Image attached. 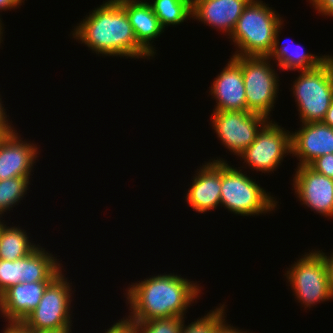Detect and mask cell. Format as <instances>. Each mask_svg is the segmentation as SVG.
<instances>
[{"label": "cell", "instance_id": "6da1fadb", "mask_svg": "<svg viewBox=\"0 0 333 333\" xmlns=\"http://www.w3.org/2000/svg\"><path fill=\"white\" fill-rule=\"evenodd\" d=\"M131 284L124 294L131 311L125 317L129 322L185 318L188 307L193 306L194 300L197 302L202 292L200 284L174 273L149 276Z\"/></svg>", "mask_w": 333, "mask_h": 333}, {"label": "cell", "instance_id": "7a4b0ae2", "mask_svg": "<svg viewBox=\"0 0 333 333\" xmlns=\"http://www.w3.org/2000/svg\"><path fill=\"white\" fill-rule=\"evenodd\" d=\"M99 6L89 12L78 26H74L72 38L98 56L151 60V56L137 43L133 27L121 4L117 0H106Z\"/></svg>", "mask_w": 333, "mask_h": 333}, {"label": "cell", "instance_id": "3957f363", "mask_svg": "<svg viewBox=\"0 0 333 333\" xmlns=\"http://www.w3.org/2000/svg\"><path fill=\"white\" fill-rule=\"evenodd\" d=\"M284 22L273 7L262 0H250L229 38L236 46L232 56L267 57L277 28Z\"/></svg>", "mask_w": 333, "mask_h": 333}, {"label": "cell", "instance_id": "277c9868", "mask_svg": "<svg viewBox=\"0 0 333 333\" xmlns=\"http://www.w3.org/2000/svg\"><path fill=\"white\" fill-rule=\"evenodd\" d=\"M240 167L221 161V207L239 216L272 213L278 201ZM255 180V181H254Z\"/></svg>", "mask_w": 333, "mask_h": 333}, {"label": "cell", "instance_id": "5b68a950", "mask_svg": "<svg viewBox=\"0 0 333 333\" xmlns=\"http://www.w3.org/2000/svg\"><path fill=\"white\" fill-rule=\"evenodd\" d=\"M297 72L291 91L300 123L320 122L333 101V59L329 57L315 69Z\"/></svg>", "mask_w": 333, "mask_h": 333}, {"label": "cell", "instance_id": "8992f818", "mask_svg": "<svg viewBox=\"0 0 333 333\" xmlns=\"http://www.w3.org/2000/svg\"><path fill=\"white\" fill-rule=\"evenodd\" d=\"M300 257L284 274L298 303L308 310L318 303L333 300L326 264L319 249L309 250Z\"/></svg>", "mask_w": 333, "mask_h": 333}, {"label": "cell", "instance_id": "52a82bcc", "mask_svg": "<svg viewBox=\"0 0 333 333\" xmlns=\"http://www.w3.org/2000/svg\"><path fill=\"white\" fill-rule=\"evenodd\" d=\"M232 57L242 66L247 111L270 120L280 86L279 74L271 64V59L257 56Z\"/></svg>", "mask_w": 333, "mask_h": 333}, {"label": "cell", "instance_id": "ba28073f", "mask_svg": "<svg viewBox=\"0 0 333 333\" xmlns=\"http://www.w3.org/2000/svg\"><path fill=\"white\" fill-rule=\"evenodd\" d=\"M61 271L46 287L38 306L30 312L21 324L33 331L71 328L72 282Z\"/></svg>", "mask_w": 333, "mask_h": 333}, {"label": "cell", "instance_id": "9c48e42d", "mask_svg": "<svg viewBox=\"0 0 333 333\" xmlns=\"http://www.w3.org/2000/svg\"><path fill=\"white\" fill-rule=\"evenodd\" d=\"M289 154H292L291 132L269 120L258 132L254 142L239 157L249 169L265 174L274 173Z\"/></svg>", "mask_w": 333, "mask_h": 333}, {"label": "cell", "instance_id": "30bf717a", "mask_svg": "<svg viewBox=\"0 0 333 333\" xmlns=\"http://www.w3.org/2000/svg\"><path fill=\"white\" fill-rule=\"evenodd\" d=\"M210 120L222 145L237 158L269 121L260 114L248 111H213Z\"/></svg>", "mask_w": 333, "mask_h": 333}, {"label": "cell", "instance_id": "8fae6325", "mask_svg": "<svg viewBox=\"0 0 333 333\" xmlns=\"http://www.w3.org/2000/svg\"><path fill=\"white\" fill-rule=\"evenodd\" d=\"M294 170L292 187L297 199L314 213L333 219V179L308 165L297 166Z\"/></svg>", "mask_w": 333, "mask_h": 333}, {"label": "cell", "instance_id": "7c38bea8", "mask_svg": "<svg viewBox=\"0 0 333 333\" xmlns=\"http://www.w3.org/2000/svg\"><path fill=\"white\" fill-rule=\"evenodd\" d=\"M218 158H213L197 168L185 196L191 209L200 214L213 211L221 205V161L226 160Z\"/></svg>", "mask_w": 333, "mask_h": 333}, {"label": "cell", "instance_id": "4fadbf2b", "mask_svg": "<svg viewBox=\"0 0 333 333\" xmlns=\"http://www.w3.org/2000/svg\"><path fill=\"white\" fill-rule=\"evenodd\" d=\"M15 130L6 134L0 141V180L13 177L33 176L34 165L40 155L39 147L30 141L22 140Z\"/></svg>", "mask_w": 333, "mask_h": 333}, {"label": "cell", "instance_id": "5bb4252c", "mask_svg": "<svg viewBox=\"0 0 333 333\" xmlns=\"http://www.w3.org/2000/svg\"><path fill=\"white\" fill-rule=\"evenodd\" d=\"M228 60L209 87L217 103L213 111H247L242 66L233 57Z\"/></svg>", "mask_w": 333, "mask_h": 333}, {"label": "cell", "instance_id": "9a60e30c", "mask_svg": "<svg viewBox=\"0 0 333 333\" xmlns=\"http://www.w3.org/2000/svg\"><path fill=\"white\" fill-rule=\"evenodd\" d=\"M291 132L292 155L297 166L309 165L316 158L333 153V128L320 122L301 123Z\"/></svg>", "mask_w": 333, "mask_h": 333}, {"label": "cell", "instance_id": "2e32d148", "mask_svg": "<svg viewBox=\"0 0 333 333\" xmlns=\"http://www.w3.org/2000/svg\"><path fill=\"white\" fill-rule=\"evenodd\" d=\"M51 281L21 282L0 295V314L7 323H21L39 304Z\"/></svg>", "mask_w": 333, "mask_h": 333}, {"label": "cell", "instance_id": "e0dca14e", "mask_svg": "<svg viewBox=\"0 0 333 333\" xmlns=\"http://www.w3.org/2000/svg\"><path fill=\"white\" fill-rule=\"evenodd\" d=\"M250 0H192V19L230 36Z\"/></svg>", "mask_w": 333, "mask_h": 333}, {"label": "cell", "instance_id": "ac0fdd59", "mask_svg": "<svg viewBox=\"0 0 333 333\" xmlns=\"http://www.w3.org/2000/svg\"><path fill=\"white\" fill-rule=\"evenodd\" d=\"M125 9L129 22L133 27L137 43L154 58L156 55L154 42L164 32L158 17L154 14L147 0H117Z\"/></svg>", "mask_w": 333, "mask_h": 333}, {"label": "cell", "instance_id": "d6986e66", "mask_svg": "<svg viewBox=\"0 0 333 333\" xmlns=\"http://www.w3.org/2000/svg\"><path fill=\"white\" fill-rule=\"evenodd\" d=\"M284 22L277 28L273 46L271 49L270 54L267 56L272 61H274V64H276V67H279V70L282 69V71H303V70H311L319 67L322 63H324L330 55H322L320 56L307 53L304 51L305 48L300 46V44L294 45H287V43L283 44L279 42V32L283 29ZM276 61V62H275Z\"/></svg>", "mask_w": 333, "mask_h": 333}, {"label": "cell", "instance_id": "ffe728a7", "mask_svg": "<svg viewBox=\"0 0 333 333\" xmlns=\"http://www.w3.org/2000/svg\"><path fill=\"white\" fill-rule=\"evenodd\" d=\"M45 249L39 245L23 257V282L52 281L64 269L57 256Z\"/></svg>", "mask_w": 333, "mask_h": 333}, {"label": "cell", "instance_id": "44dd1931", "mask_svg": "<svg viewBox=\"0 0 333 333\" xmlns=\"http://www.w3.org/2000/svg\"><path fill=\"white\" fill-rule=\"evenodd\" d=\"M30 241L27 232L19 225L5 223L0 232V259L14 261L26 257L39 246Z\"/></svg>", "mask_w": 333, "mask_h": 333}, {"label": "cell", "instance_id": "7402d4cb", "mask_svg": "<svg viewBox=\"0 0 333 333\" xmlns=\"http://www.w3.org/2000/svg\"><path fill=\"white\" fill-rule=\"evenodd\" d=\"M148 2L161 26H177L192 18V0H151Z\"/></svg>", "mask_w": 333, "mask_h": 333}, {"label": "cell", "instance_id": "603a6c76", "mask_svg": "<svg viewBox=\"0 0 333 333\" xmlns=\"http://www.w3.org/2000/svg\"><path fill=\"white\" fill-rule=\"evenodd\" d=\"M30 179V176H22L0 180V217L21 203L30 188Z\"/></svg>", "mask_w": 333, "mask_h": 333}, {"label": "cell", "instance_id": "cb8c5ba5", "mask_svg": "<svg viewBox=\"0 0 333 333\" xmlns=\"http://www.w3.org/2000/svg\"><path fill=\"white\" fill-rule=\"evenodd\" d=\"M214 310H210L206 315L185 325L183 321L180 333H215L219 325L225 320L226 307L224 304H219Z\"/></svg>", "mask_w": 333, "mask_h": 333}, {"label": "cell", "instance_id": "d4e9b609", "mask_svg": "<svg viewBox=\"0 0 333 333\" xmlns=\"http://www.w3.org/2000/svg\"><path fill=\"white\" fill-rule=\"evenodd\" d=\"M184 318H156L144 322H131L137 333H180Z\"/></svg>", "mask_w": 333, "mask_h": 333}, {"label": "cell", "instance_id": "484cf974", "mask_svg": "<svg viewBox=\"0 0 333 333\" xmlns=\"http://www.w3.org/2000/svg\"><path fill=\"white\" fill-rule=\"evenodd\" d=\"M23 282V257L14 261L0 259V295L10 286Z\"/></svg>", "mask_w": 333, "mask_h": 333}, {"label": "cell", "instance_id": "4316f807", "mask_svg": "<svg viewBox=\"0 0 333 333\" xmlns=\"http://www.w3.org/2000/svg\"><path fill=\"white\" fill-rule=\"evenodd\" d=\"M308 166L317 173L333 179V153L316 158Z\"/></svg>", "mask_w": 333, "mask_h": 333}, {"label": "cell", "instance_id": "83f0119b", "mask_svg": "<svg viewBox=\"0 0 333 333\" xmlns=\"http://www.w3.org/2000/svg\"><path fill=\"white\" fill-rule=\"evenodd\" d=\"M106 330L105 333H137L136 327L125 318L114 322V324Z\"/></svg>", "mask_w": 333, "mask_h": 333}, {"label": "cell", "instance_id": "f1b7e54d", "mask_svg": "<svg viewBox=\"0 0 333 333\" xmlns=\"http://www.w3.org/2000/svg\"><path fill=\"white\" fill-rule=\"evenodd\" d=\"M314 10L322 16L333 17V0H308Z\"/></svg>", "mask_w": 333, "mask_h": 333}, {"label": "cell", "instance_id": "f546056e", "mask_svg": "<svg viewBox=\"0 0 333 333\" xmlns=\"http://www.w3.org/2000/svg\"><path fill=\"white\" fill-rule=\"evenodd\" d=\"M1 97V95H0ZM2 98H0V129L5 133H12L15 131V128L13 126V124H11L12 122L9 120V115H7V111L4 108V104H2ZM10 122V123H9Z\"/></svg>", "mask_w": 333, "mask_h": 333}, {"label": "cell", "instance_id": "4dcf8cb0", "mask_svg": "<svg viewBox=\"0 0 333 333\" xmlns=\"http://www.w3.org/2000/svg\"><path fill=\"white\" fill-rule=\"evenodd\" d=\"M319 252L323 255V259L326 264L327 277L329 280L330 288L333 292V252L330 253V255L323 252L322 249L321 251L319 250Z\"/></svg>", "mask_w": 333, "mask_h": 333}, {"label": "cell", "instance_id": "1f68e13d", "mask_svg": "<svg viewBox=\"0 0 333 333\" xmlns=\"http://www.w3.org/2000/svg\"><path fill=\"white\" fill-rule=\"evenodd\" d=\"M25 0H0V12L6 11L7 9L11 11V9L19 8V6L24 4ZM2 16L0 15V22L2 23Z\"/></svg>", "mask_w": 333, "mask_h": 333}, {"label": "cell", "instance_id": "d6a6232c", "mask_svg": "<svg viewBox=\"0 0 333 333\" xmlns=\"http://www.w3.org/2000/svg\"><path fill=\"white\" fill-rule=\"evenodd\" d=\"M5 327L2 333H33V331L25 328L21 323H6Z\"/></svg>", "mask_w": 333, "mask_h": 333}, {"label": "cell", "instance_id": "836d02e7", "mask_svg": "<svg viewBox=\"0 0 333 333\" xmlns=\"http://www.w3.org/2000/svg\"><path fill=\"white\" fill-rule=\"evenodd\" d=\"M225 319L217 328L215 333H250L248 331H242L240 328L233 327L231 324H228Z\"/></svg>", "mask_w": 333, "mask_h": 333}, {"label": "cell", "instance_id": "e575fe53", "mask_svg": "<svg viewBox=\"0 0 333 333\" xmlns=\"http://www.w3.org/2000/svg\"><path fill=\"white\" fill-rule=\"evenodd\" d=\"M322 122L333 128V101L327 110Z\"/></svg>", "mask_w": 333, "mask_h": 333}, {"label": "cell", "instance_id": "d590c367", "mask_svg": "<svg viewBox=\"0 0 333 333\" xmlns=\"http://www.w3.org/2000/svg\"><path fill=\"white\" fill-rule=\"evenodd\" d=\"M33 333H72V329L64 328V329L44 330V331L33 332Z\"/></svg>", "mask_w": 333, "mask_h": 333}, {"label": "cell", "instance_id": "8d00e7d4", "mask_svg": "<svg viewBox=\"0 0 333 333\" xmlns=\"http://www.w3.org/2000/svg\"><path fill=\"white\" fill-rule=\"evenodd\" d=\"M2 25H3V23L0 22V46H1V42H3V33H4L3 32L4 31L3 30L4 25L3 26Z\"/></svg>", "mask_w": 333, "mask_h": 333}, {"label": "cell", "instance_id": "74e56055", "mask_svg": "<svg viewBox=\"0 0 333 333\" xmlns=\"http://www.w3.org/2000/svg\"><path fill=\"white\" fill-rule=\"evenodd\" d=\"M4 223H5V220L1 219V217H0V232H1V228L4 225Z\"/></svg>", "mask_w": 333, "mask_h": 333}, {"label": "cell", "instance_id": "f35d334b", "mask_svg": "<svg viewBox=\"0 0 333 333\" xmlns=\"http://www.w3.org/2000/svg\"><path fill=\"white\" fill-rule=\"evenodd\" d=\"M6 134L0 129V141Z\"/></svg>", "mask_w": 333, "mask_h": 333}]
</instances>
